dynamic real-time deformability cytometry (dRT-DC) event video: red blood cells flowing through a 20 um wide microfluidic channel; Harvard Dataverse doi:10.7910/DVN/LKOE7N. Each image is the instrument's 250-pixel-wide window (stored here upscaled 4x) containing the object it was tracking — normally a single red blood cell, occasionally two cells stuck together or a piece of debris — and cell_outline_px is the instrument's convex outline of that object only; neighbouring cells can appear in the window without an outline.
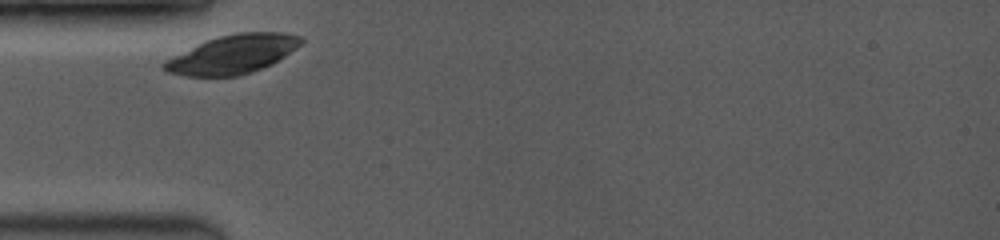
{"species": "common noctule bat (a hibernating species)", "species_latin": "Nyctalus noctula", "temperature_condition": "room temperature", "stored_images_in_passage": 2, "camera_frame_rate_fps": 3500, "um_per_image_px": 0.085, "animal": {"sex": "female", "body_mass_g": 19.0, "forearm_length_mm": 53.3}, "frame": {"image": 1, "passage_image": 1, "time_ms": 0.0, "image_size_px": [1000, 240], "cell_outline_px": [[304, 40], [296, 48], [272, 64], [252, 72], [236, 76], [184, 76], [168, 72], [160, 68], [160, 64], [164, 60], [204, 40], [216, 36], [236, 32], [284, 32], [304, 36]], "centroid_in_image_um": [19.75, 4.6], "position_along_channel_um": 65.3, "area_um2": 31.33}}
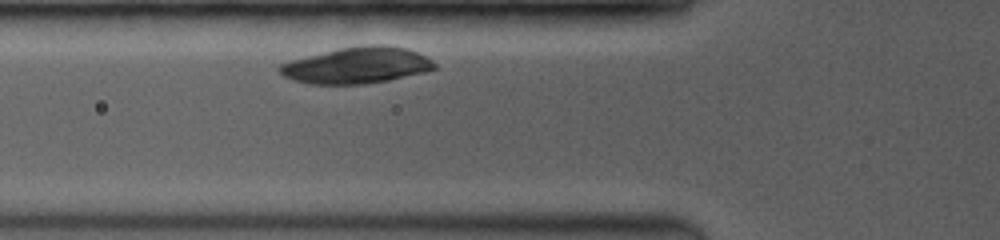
{"frame": {"image": 2, "passage_image": 2, "time_ms": 0.857, "image_size_px": [1000, 240], "cell_outline_px": [[436, 68], [424, 72], [388, 80], [364, 84], [308, 84], [292, 80], [284, 76], [276, 68], [280, 64], [292, 60], [340, 48], [360, 44], [384, 44], [404, 48], [416, 52], [432, 60], [436, 64]], "centroid_in_image_um": [30.32, 5.55], "position_along_channel_um": 95.5, "area_um2": 32.66}}